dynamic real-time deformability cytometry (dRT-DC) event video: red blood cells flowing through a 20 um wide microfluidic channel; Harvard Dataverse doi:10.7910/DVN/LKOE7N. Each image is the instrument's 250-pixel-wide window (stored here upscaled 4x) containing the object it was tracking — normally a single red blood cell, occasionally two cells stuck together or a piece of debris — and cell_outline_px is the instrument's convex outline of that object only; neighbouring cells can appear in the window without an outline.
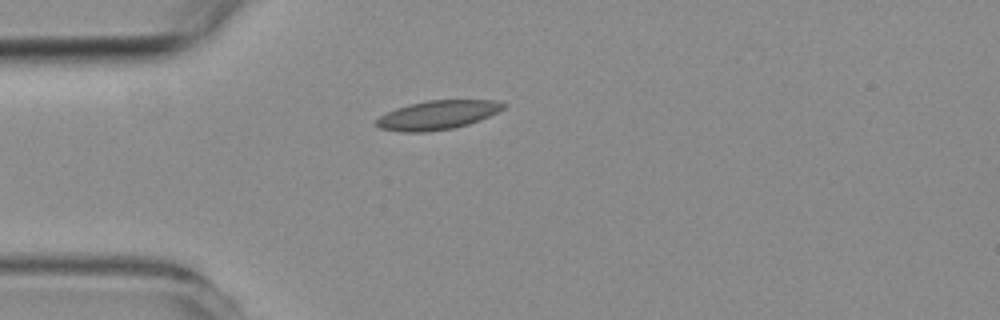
{"species": "common noctule bat (a hibernating species)", "species_latin": "Nyctalus noctula", "temperature_condition": "room temperature", "stored_images_in_passage": 2, "camera_frame_rate_fps": 3000, "um_per_image_px": 0.085, "animal": {"sex": "female", "body_mass_g": 19.3, "forearm_length_mm": 54.1}, "frame": {"image": 1, "passage_image": 2, "time_ms": 1.333, "image_size_px": [1000, 320], "cell_outline_px": [[508, 104], [504, 108], [480, 120], [468, 124], [452, 128], [424, 132], [400, 132], [380, 128], [376, 124], [376, 120], [380, 116], [396, 108], [408, 104], [428, 100], [496, 100]], "centroid_in_image_um": [37.19, 9.77], "position_along_channel_um": 47.8, "area_um2": 21.33}}